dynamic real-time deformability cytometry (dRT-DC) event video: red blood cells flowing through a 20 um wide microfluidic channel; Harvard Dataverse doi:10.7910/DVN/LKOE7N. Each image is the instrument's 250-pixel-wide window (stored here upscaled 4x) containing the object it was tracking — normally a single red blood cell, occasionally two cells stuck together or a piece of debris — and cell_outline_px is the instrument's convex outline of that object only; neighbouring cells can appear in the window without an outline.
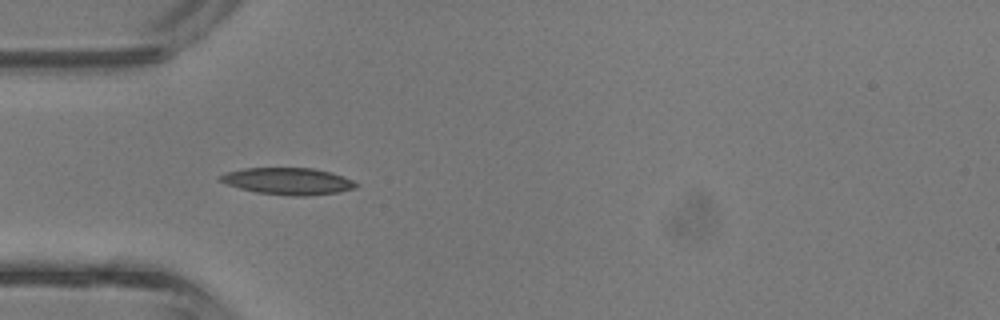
{"species": "common noctule bat (a hibernating species)", "species_latin": "Nyctalus noctula", "temperature_condition": "room temperature", "stored_images_in_passage": 5, "camera_frame_rate_fps": 3000, "um_per_image_px": 0.085, "animal": {"sex": "male", "body_mass_g": 13.3}, "frame": {"image": 1, "passage_image": 4, "time_ms": 1.0, "image_size_px": [1000, 320], "cell_outline_px": [[360, 184], [356, 188], [340, 192], [304, 196], [292, 196], [256, 192], [240, 188], [216, 180], [220, 176], [228, 172], [244, 168], [312, 168], [332, 172], [344, 176]], "centroid_in_image_um": [24.52, 15.4], "position_along_channel_um": 60.5, "area_um2": 21.27}}
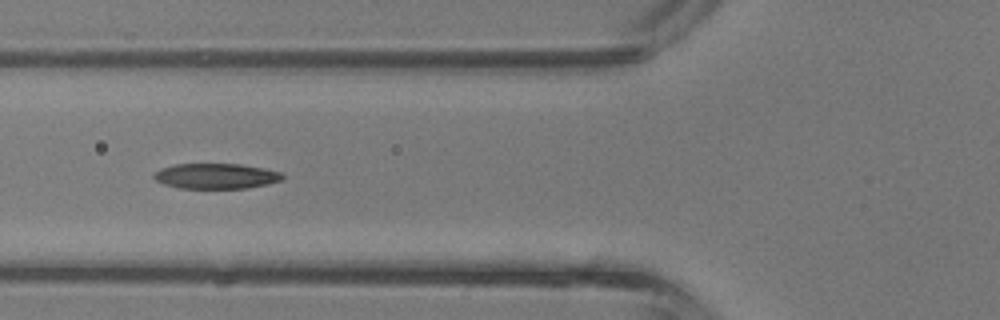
{"frame": {"image": 2, "passage_image": 5, "time_ms": 1.333, "image_size_px": [1000, 320], "cell_outline_px": [[284, 180], [268, 184], [248, 188], [180, 188], [164, 184], [156, 180], [152, 176], [160, 168], [176, 164], [240, 164], [264, 168], [280, 172], [284, 176]], "centroid_in_image_um": [18.39, 14.96], "position_along_channel_um": 107.4, "area_um2": 19.02}}